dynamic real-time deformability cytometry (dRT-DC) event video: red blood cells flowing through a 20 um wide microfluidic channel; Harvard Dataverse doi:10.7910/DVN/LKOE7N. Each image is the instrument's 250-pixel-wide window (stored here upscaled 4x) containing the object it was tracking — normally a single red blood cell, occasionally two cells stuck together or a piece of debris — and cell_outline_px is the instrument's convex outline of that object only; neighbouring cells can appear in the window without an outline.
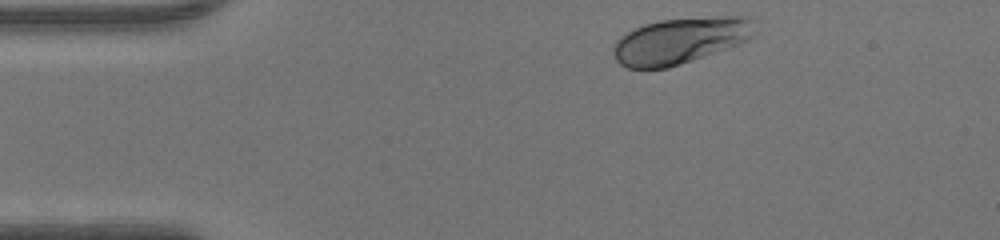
{"species": "human", "species_latin": "Homo sapiens", "temperature_condition": "warm", "stored_images_in_passage": 33, "camera_frame_rate_fps": 3000, "um_per_image_px": 0.085, "donor": {"sex": "male"}, "frame": {"image": 1, "passage_image": 1, "time_ms": 0.0, "image_size_px": [1000, 240], "cell_outline_px": [[760, 32], [748, 40], [728, 48], [668, 68], [628, 68], [620, 64], [616, 60], [612, 52], [612, 48], [616, 40], [620, 36], [644, 24], [660, 20], [720, 16], [748, 16]], "centroid_in_image_um": [57.85, 3.44], "position_along_channel_um": 27.1, "area_um2": 38.26}}
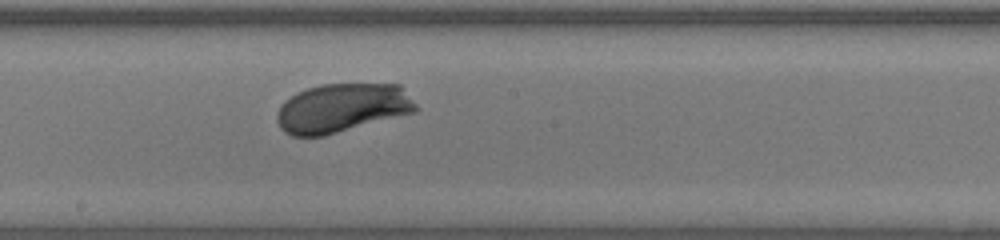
{"frame": {"image": 2, "passage_image": 19, "time_ms": 6.0, "image_size_px": [1000, 240], "cell_outline_px": [[420, 108], [416, 112], [324, 136], [292, 136], [284, 132], [280, 128], [276, 120], [276, 116], [280, 104], [284, 100], [296, 92], [320, 84], [400, 84]], "centroid_in_image_um": [29.07, 9.18], "position_along_channel_um": 219.1, "area_um2": 40.0}}
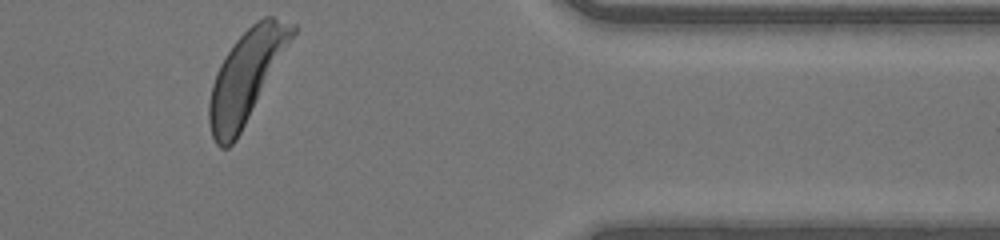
{"frame": {"image": 3, "passage_image": 33, "time_ms": 10.667, "image_size_px": [1000, 240], "cell_outline_px": [[296, 32], [236, 140], [228, 148], [220, 148], [216, 144], [212, 136], [208, 124], [208, 104], [212, 84], [216, 72], [220, 64], [232, 44], [256, 20], [264, 16], [272, 16], [296, 24]], "centroid_in_image_um": [20.9, 6.49], "position_along_channel_um": 390.5, "area_um2": 43.58}}